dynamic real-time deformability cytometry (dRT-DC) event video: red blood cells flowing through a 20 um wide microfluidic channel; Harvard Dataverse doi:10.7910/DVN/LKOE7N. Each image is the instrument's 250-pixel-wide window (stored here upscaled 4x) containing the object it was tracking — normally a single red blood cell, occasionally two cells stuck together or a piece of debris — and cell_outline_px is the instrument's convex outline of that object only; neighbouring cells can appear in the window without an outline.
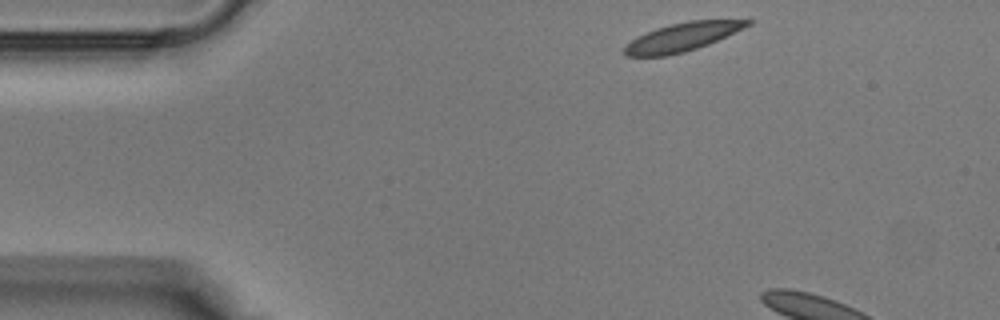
{"species": "Egyptian fruit bat (a non-hibernating species)", "species_latin": "Rousettus aegyptiacus", "temperature_condition": "warm", "stored_images_in_passage": 4, "camera_frame_rate_fps": 3000, "um_per_image_px": 0.085, "animal": {"sex": "male"}, "frame": {"image": 1, "passage_image": 1, "time_ms": 0.0, "image_size_px": [1000, 320], "cell_outline_px": [[752, 24], [708, 44], [684, 52], [668, 56], [624, 56], [624, 48], [636, 36], [656, 28], [688, 20], [752, 20]], "centroid_in_image_um": [57.96, 3.15], "position_along_channel_um": 27.0, "area_um2": 20.11}}